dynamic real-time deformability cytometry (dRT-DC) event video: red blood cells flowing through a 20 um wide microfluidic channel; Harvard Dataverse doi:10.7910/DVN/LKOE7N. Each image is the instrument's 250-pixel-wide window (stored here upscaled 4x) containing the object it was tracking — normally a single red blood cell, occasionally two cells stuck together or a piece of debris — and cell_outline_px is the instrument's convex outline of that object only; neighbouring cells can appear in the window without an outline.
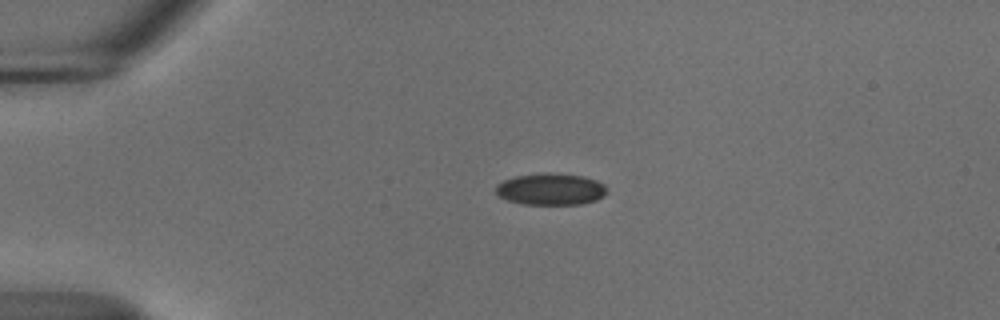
{"species": "common noctule bat (a hibernating species)", "species_latin": "Nyctalus noctula", "temperature_condition": "cold", "stored_images_in_passage": 43, "camera_frame_rate_fps": 3000, "um_per_image_px": 0.085, "animal": {"sex": "male", "body_mass_g": 18.8}, "frame": {"image": 1, "passage_image": 1, "time_ms": 0.0, "image_size_px": [1000, 320], "cell_outline_px": [[604, 196], [596, 200], [580, 204], [524, 204], [508, 200], [500, 196], [496, 192], [496, 184], [504, 180], [516, 176], [544, 172], [548, 172], [584, 176], [596, 180], [604, 184]], "centroid_in_image_um": [46.8, 16.07], "position_along_channel_um": 38.2, "area_um2": 20.4}}
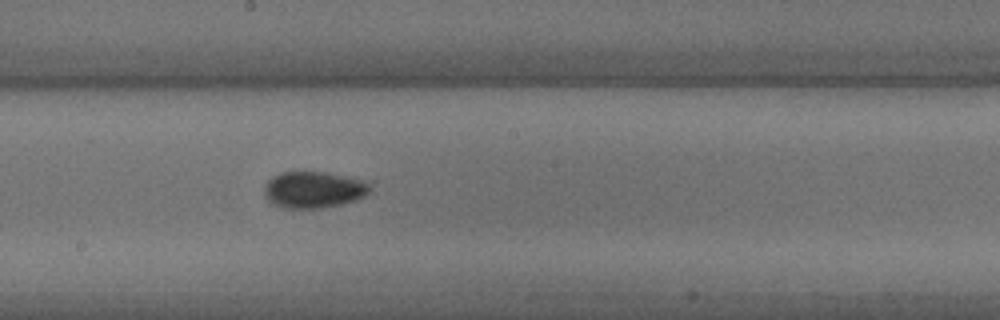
{"frame": {"image": 2, "passage_image": 19, "time_ms": 6.0, "image_size_px": [1000, 320], "cell_outline_px": [[368, 192], [364, 196], [356, 200], [340, 204], [320, 208], [284, 208], [272, 204], [264, 196], [264, 184], [272, 176], [280, 172], [328, 172], [364, 180], [368, 184]], "centroid_in_image_um": [26.6, 16.12], "position_along_channel_um": 221.6, "area_um2": 22.54}}
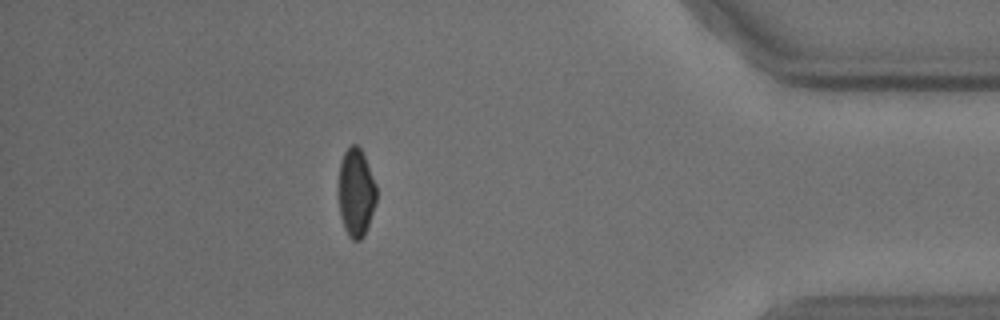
{"frame": {"image": 3, "passage_image": 37, "time_ms": 12.0, "image_size_px": [1000, 320], "cell_outline_px": [[376, 200], [364, 236], [360, 240], [352, 240], [348, 236], [344, 228], [340, 216], [340, 160], [344, 152], [352, 144], [356, 144], [360, 148], [364, 156], [376, 184]], "centroid_in_image_um": [30.27, 16.37], "position_along_channel_um": 404.9, "area_um2": 19.07}, "authors_computed_cell_mechanics": {"area_um2": 21.097, "velocity_mm_per_s": 3.6975, "shape_relaxation_time_tau1_ms": 9.5294, "shape_relaxation_time_tau2_ms": null, "deformation_change_tau1": 0.1303, "deformation_change_tau2": null}}